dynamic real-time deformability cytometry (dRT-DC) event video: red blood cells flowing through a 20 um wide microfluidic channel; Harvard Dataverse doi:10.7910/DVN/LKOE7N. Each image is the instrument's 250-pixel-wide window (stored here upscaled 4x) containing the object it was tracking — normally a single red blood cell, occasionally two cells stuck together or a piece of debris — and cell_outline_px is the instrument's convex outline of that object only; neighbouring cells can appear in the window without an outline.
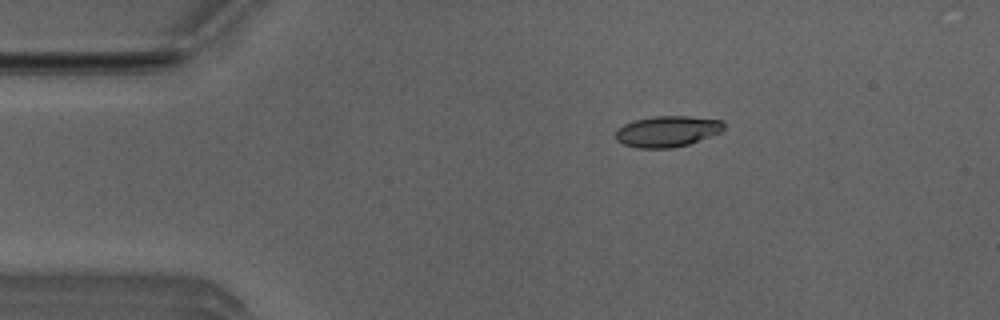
{"species": "Egyptian fruit bat (a non-hibernating species)", "species_latin": "Rousettus aegyptiacus", "temperature_condition": "room temperature", "stored_images_in_passage": 4, "camera_frame_rate_fps": 3000, "um_per_image_px": 0.085, "animal": {"sex": "male"}, "frame": {"image": 1, "passage_image": 3, "time_ms": 0.667, "image_size_px": [1000, 320], "cell_outline_px": [[724, 128], [720, 132], [688, 144], [668, 148], [640, 148], [624, 144], [616, 140], [616, 128], [624, 124], [636, 120], [652, 116], [688, 116], [724, 120]], "centroid_in_image_um": [56.71, 11.15], "position_along_channel_um": 28.3, "area_um2": 19.42}}